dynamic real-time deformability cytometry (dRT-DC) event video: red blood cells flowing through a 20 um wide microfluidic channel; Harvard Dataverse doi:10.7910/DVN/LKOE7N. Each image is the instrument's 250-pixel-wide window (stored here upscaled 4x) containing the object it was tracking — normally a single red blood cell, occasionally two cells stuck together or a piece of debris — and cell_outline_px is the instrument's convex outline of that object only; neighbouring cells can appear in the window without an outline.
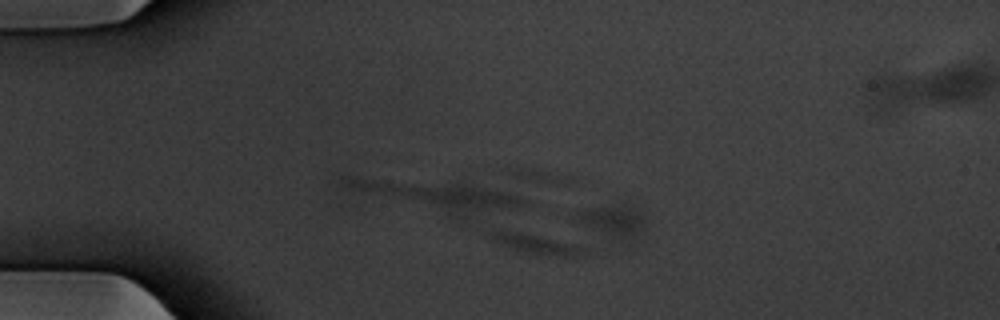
{"species": "common noctule bat (a hibernating species)", "species_latin": "Nyctalus noctula", "temperature_condition": "warm", "stored_images_in_passage": 6, "camera_frame_rate_fps": 3000, "um_per_image_px": 0.085, "animal": {"sex": "male", "body_mass_g": 20.1, "forearm_length_mm": 53.5}, "frame": {"image": 1, "passage_image": 1, "time_ms": 0.0, "image_size_px": [1000, 320], "cell_outline_px": [[588, 252], [576, 256], [548, 256], [516, 252], [492, 240], [484, 232], [492, 228], [504, 228], [540, 236], [588, 248]], "centroid_in_image_um": [45.36, 20.7], "position_along_channel_um": 39.6, "area_um2": 11.5}}